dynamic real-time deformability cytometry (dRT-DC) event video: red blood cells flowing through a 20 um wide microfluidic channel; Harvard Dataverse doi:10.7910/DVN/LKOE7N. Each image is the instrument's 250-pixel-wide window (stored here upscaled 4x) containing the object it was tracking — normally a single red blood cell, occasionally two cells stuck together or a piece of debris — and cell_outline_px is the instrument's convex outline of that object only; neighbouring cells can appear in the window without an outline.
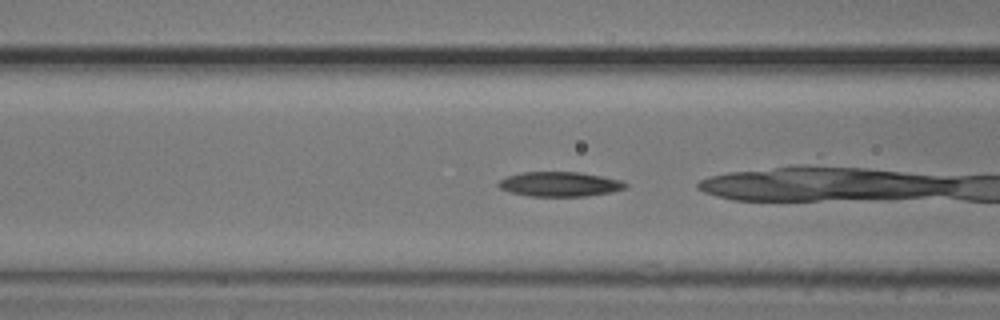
{"species": "common noctule bat (a hibernating species)", "species_latin": "Nyctalus noctula", "temperature_condition": "cold", "stored_images_in_passage": 17, "camera_frame_rate_fps": 3000, "um_per_image_px": 0.085, "animal": {"sex": "male", "body_mass_g": 20.5, "forearm_length_mm": 52.5}, "frame": {"image": 1, "passage_image": 15, "time_ms": 4.667, "image_size_px": [1000, 320], "cell_outline_px": [[628, 184], [624, 188], [608, 192], [584, 196], [528, 196], [512, 192], [500, 188], [496, 184], [500, 180], [508, 176], [520, 172], [580, 172], [620, 180]], "centroid_in_image_um": [47.53, 15.64], "position_along_channel_um": 119.1, "area_um2": 17.98}}